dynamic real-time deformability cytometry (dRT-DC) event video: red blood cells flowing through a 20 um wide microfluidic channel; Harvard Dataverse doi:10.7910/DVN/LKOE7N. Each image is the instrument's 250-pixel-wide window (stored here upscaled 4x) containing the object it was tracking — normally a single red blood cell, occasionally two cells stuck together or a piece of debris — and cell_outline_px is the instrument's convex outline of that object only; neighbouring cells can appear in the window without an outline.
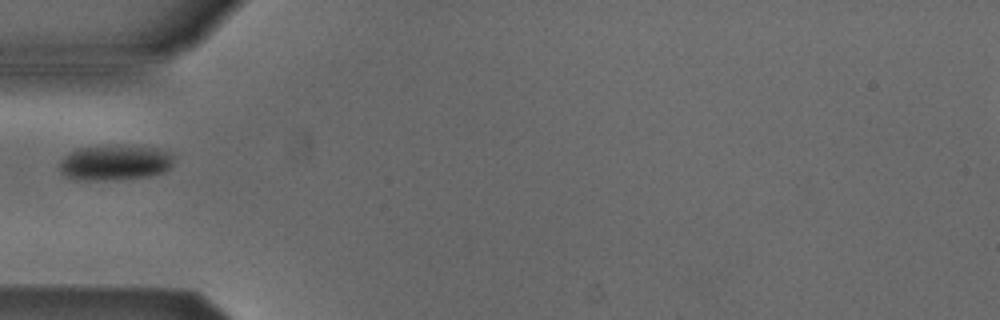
{"species": "Egyptian fruit bat (a non-hibernating species)", "species_latin": "Rousettus aegyptiacus", "temperature_condition": "cold", "stored_images_in_passage": 1, "camera_frame_rate_fps": 3000, "um_per_image_px": 0.085, "animal": {"sex": "male"}, "frame": {"image": 1, "passage_image": 1, "time_ms": 0.0, "image_size_px": [1000, 320], "cell_outline_px": [[176, 156], [172, 168], [164, 172], [148, 176], [116, 180], [76, 180], [64, 176], [60, 172], [56, 164], [68, 152], [76, 148], [108, 144], [128, 144], [160, 148], [172, 152]], "centroid_in_image_um": [9.78, 13.79], "position_along_channel_um": 75.2, "area_um2": 24.97}}